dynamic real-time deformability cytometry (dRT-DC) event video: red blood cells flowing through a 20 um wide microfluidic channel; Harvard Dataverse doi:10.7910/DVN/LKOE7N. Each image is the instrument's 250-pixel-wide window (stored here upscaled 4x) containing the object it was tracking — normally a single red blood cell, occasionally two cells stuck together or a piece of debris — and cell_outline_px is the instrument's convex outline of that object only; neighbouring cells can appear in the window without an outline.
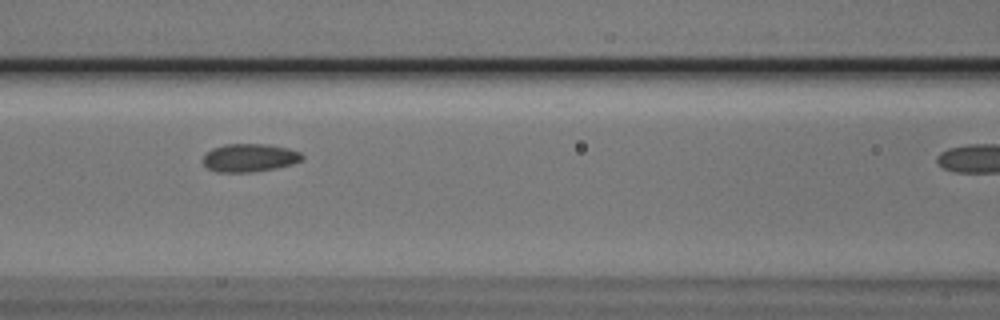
{"species": "Egyptian fruit bat (a non-hibernating species)", "species_latin": "Rousettus aegyptiacus", "temperature_condition": "cold", "stored_images_in_passage": 27, "camera_frame_rate_fps": 3000, "um_per_image_px": 0.085, "animal": {"sex": "male"}, "frame": {"image": 1, "passage_image": 20, "time_ms": 6.333, "image_size_px": [1000, 320], "cell_outline_px": [[304, 160], [292, 164], [276, 168], [252, 172], [216, 172], [208, 168], [200, 160], [212, 148], [224, 144], [268, 144], [288, 148], [300, 152], [304, 156]], "centroid_in_image_um": [21.22, 13.41], "position_along_channel_um": 145.4, "area_um2": 16.42}}